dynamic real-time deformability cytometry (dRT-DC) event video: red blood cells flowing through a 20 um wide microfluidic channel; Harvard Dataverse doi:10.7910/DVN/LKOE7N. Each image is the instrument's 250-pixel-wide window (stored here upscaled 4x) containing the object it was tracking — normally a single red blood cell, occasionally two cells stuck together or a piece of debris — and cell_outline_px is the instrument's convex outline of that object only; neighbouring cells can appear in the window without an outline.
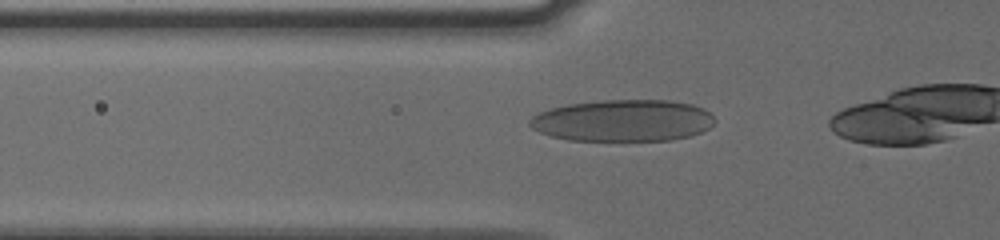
{"species": "human", "species_latin": "Homo sapiens", "temperature_condition": "cold", "stored_images_in_passage": 21, "camera_frame_rate_fps": 3000, "um_per_image_px": 0.085, "donor": {"sex": "male"}, "frame": {"image": 1, "passage_image": 2, "time_ms": 0.333, "image_size_px": [1000, 240], "cell_outline_px": [[716, 120], [708, 128], [700, 132], [688, 136], [668, 140], [568, 140], [552, 136], [540, 132], [532, 128], [528, 124], [528, 120], [532, 116], [548, 108], [568, 104], [600, 100], [668, 100], [692, 104], [704, 108]], "centroid_in_image_um": [52.92, 10.23], "position_along_channel_um": 72.9, "area_um2": 44.97}}
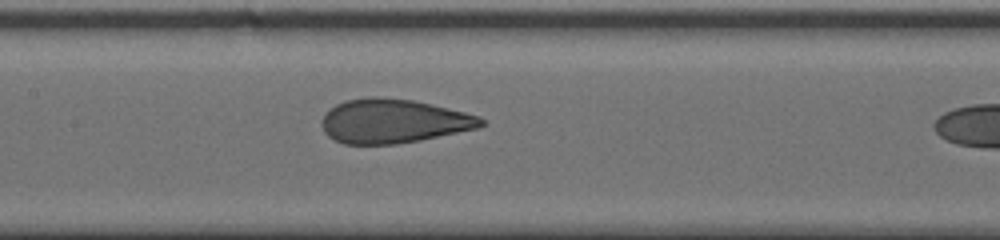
{"frame": {"image": 2, "passage_image": 10, "time_ms": 3.0, "image_size_px": [1000, 240], "cell_outline_px": [[484, 124], [476, 128], [420, 140], [396, 144], [344, 144], [328, 136], [324, 132], [320, 124], [320, 120], [324, 112], [336, 104], [348, 100], [368, 96], [380, 96], [412, 100], [464, 112], [480, 116], [484, 120]], "centroid_in_image_um": [33.36, 10.29], "position_along_channel_um": 174.0, "area_um2": 40.86}}
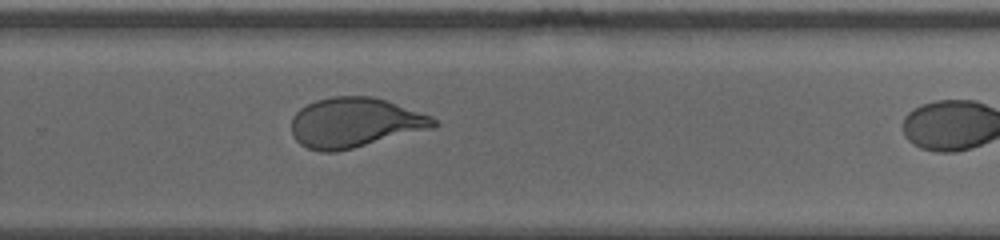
{"frame": {"image": 3, "passage_image": 20, "time_ms": 6.333, "image_size_px": [1000, 240], "cell_outline_px": [[436, 124], [432, 128], [336, 152], [320, 152], [308, 148], [300, 144], [292, 136], [292, 116], [300, 108], [316, 100], [336, 96], [372, 96], [432, 116], [436, 120]], "centroid_in_image_um": [30.11, 10.43], "position_along_channel_um": 299.7, "area_um2": 40.86}}